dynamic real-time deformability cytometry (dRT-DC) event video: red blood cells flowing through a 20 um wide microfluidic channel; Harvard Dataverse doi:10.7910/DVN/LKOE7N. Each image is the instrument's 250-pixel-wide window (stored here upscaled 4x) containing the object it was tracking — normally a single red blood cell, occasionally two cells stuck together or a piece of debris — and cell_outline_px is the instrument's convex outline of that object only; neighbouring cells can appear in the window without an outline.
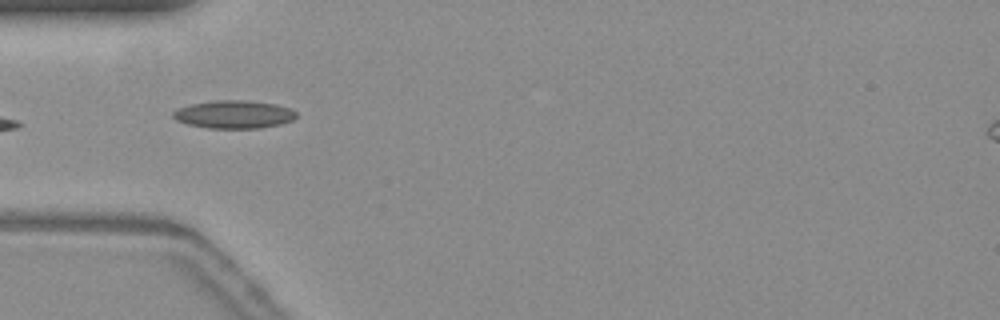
{"species": "common noctule bat (a hibernating species)", "species_latin": "Nyctalus noctula", "temperature_condition": "warm", "stored_images_in_passage": 40, "camera_frame_rate_fps": 3000, "um_per_image_px": 0.085, "animal": {"sex": "female", "body_mass_g": 19.3, "forearm_length_mm": 54.1}, "frame": {"image": 1, "passage_image": 5, "time_ms": 1.333, "image_size_px": [1000, 320], "cell_outline_px": [[296, 116], [292, 120], [280, 124], [260, 128], [208, 128], [188, 124], [176, 120], [172, 116], [172, 112], [176, 108], [192, 104], [216, 100], [244, 100], [276, 104], [292, 108], [296, 112]], "centroid_in_image_um": [19.88, 9.72], "position_along_channel_um": 65.1, "area_um2": 20.11}}
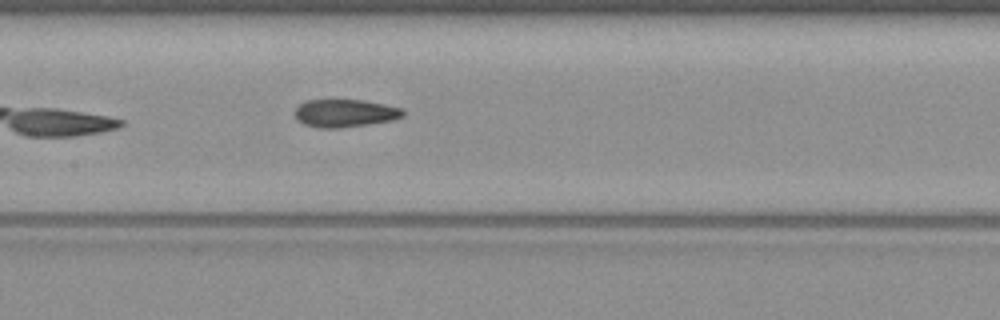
{"frame": {"image": 2, "passage_image": 14, "time_ms": 4.333, "image_size_px": [1000, 320], "cell_outline_px": [[404, 116], [392, 120], [368, 124], [336, 128], [320, 128], [304, 124], [296, 120], [292, 112], [300, 104], [308, 100], [364, 100], [404, 108]], "centroid_in_image_um": [29.3, 9.62], "position_along_channel_um": 178.1, "area_um2": 17.63}}
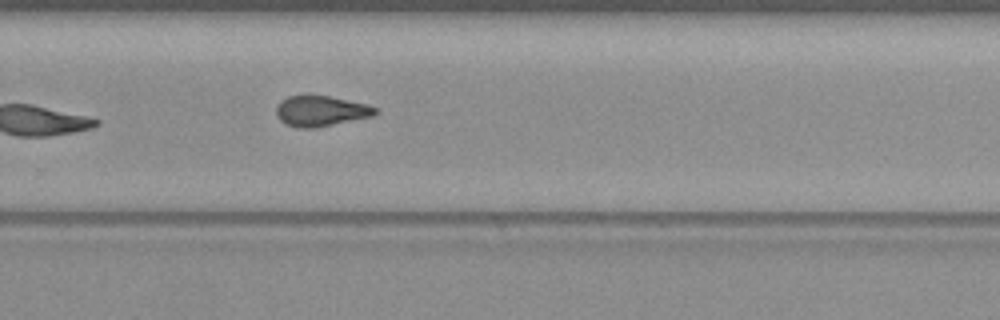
{"frame": {"image": 3, "passage_image": 24, "time_ms": 7.667, "image_size_px": [1000, 320], "cell_outline_px": [[376, 112], [372, 116], [316, 128], [296, 128], [284, 124], [276, 116], [276, 104], [280, 100], [288, 96], [328, 96], [368, 104], [376, 108]], "centroid_in_image_um": [27.21, 9.45], "position_along_channel_um": 302.6, "area_um2": 17.63}, "authors_computed_cell_mechanics": {"area_um2": 18.0625, "velocity_mm_per_s": 3.7477, "shape_relaxation_time_tau1_ms": null, "shape_relaxation_time_tau2_ms": 3.1704, "deformation_change_tau1": null, "deformation_change_tau2": 0.0946}}